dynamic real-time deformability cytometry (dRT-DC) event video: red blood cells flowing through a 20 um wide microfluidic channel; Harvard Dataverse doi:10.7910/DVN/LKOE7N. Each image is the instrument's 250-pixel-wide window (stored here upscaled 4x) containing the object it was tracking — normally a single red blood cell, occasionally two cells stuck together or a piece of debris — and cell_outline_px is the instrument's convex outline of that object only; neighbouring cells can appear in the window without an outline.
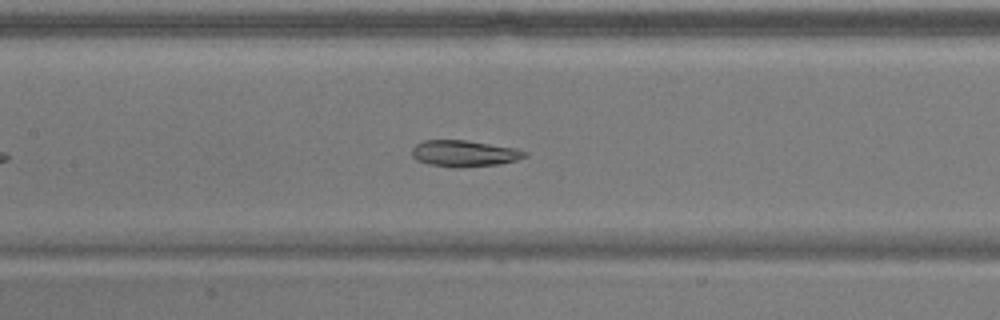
{"species": "common noctule bat (a hibernating species)", "species_latin": "Nyctalus noctula", "temperature_condition": "warm", "stored_images_in_passage": 35, "camera_frame_rate_fps": 3000, "um_per_image_px": 0.085, "animal": {"sex": "male", "body_mass_g": 17.9}, "frame": {"image": 1, "passage_image": 16, "time_ms": 5.0, "image_size_px": [1000, 320], "cell_outline_px": [[528, 156], [516, 160], [500, 164], [460, 168], [452, 168], [428, 164], [416, 160], [412, 156], [412, 148], [416, 144], [424, 140], [464, 140], [516, 148], [528, 152]], "centroid_in_image_um": [39.46, 13.06], "position_along_channel_um": 167.9, "area_um2": 17.51}}
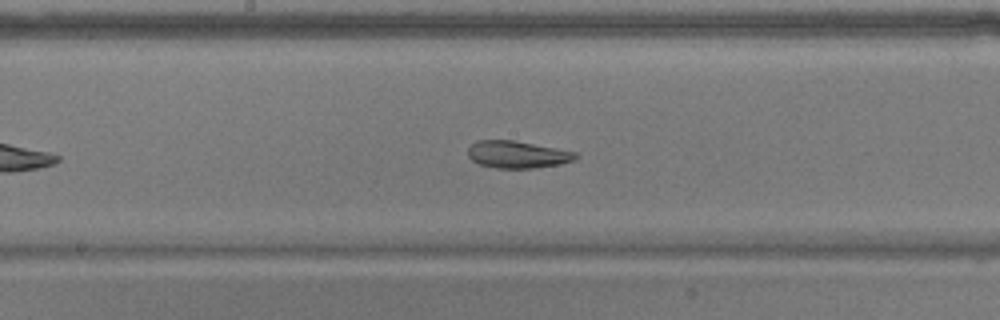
{"frame": {"image": 2, "passage_image": 19, "time_ms": 6.0, "image_size_px": [1000, 320], "cell_outline_px": [[580, 156], [572, 160], [560, 164], [536, 168], [496, 168], [480, 164], [472, 160], [468, 156], [468, 148], [476, 140], [512, 140], [556, 148], [576, 152]], "centroid_in_image_um": [43.97, 13.13], "position_along_channel_um": 204.2, "area_um2": 16.99}}
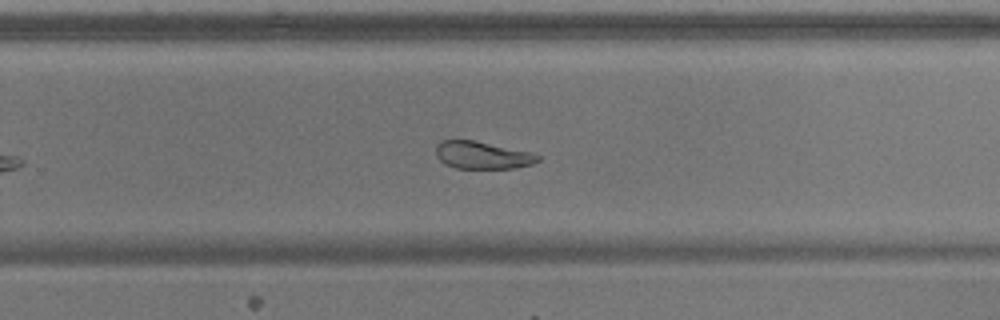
{"frame": {"image": 3, "passage_image": 26, "time_ms": 8.333, "image_size_px": [1000, 320], "cell_outline_px": [[540, 160], [532, 164], [512, 168], [456, 168], [440, 160], [436, 156], [436, 144], [440, 140], [472, 140], [528, 152], [540, 156]], "centroid_in_image_um": [40.96, 13.19], "position_along_channel_um": 288.8, "area_um2": 15.95}, "authors_computed_cell_mechanics": {"area_um2": 17.6868, "velocity_mm_per_s": 3.6443, "shape_relaxation_time_tau1_ms": null, "shape_relaxation_time_tau2_ms": 3.6756, "deformation_change_tau1": null, "deformation_change_tau2": 0.1074}}